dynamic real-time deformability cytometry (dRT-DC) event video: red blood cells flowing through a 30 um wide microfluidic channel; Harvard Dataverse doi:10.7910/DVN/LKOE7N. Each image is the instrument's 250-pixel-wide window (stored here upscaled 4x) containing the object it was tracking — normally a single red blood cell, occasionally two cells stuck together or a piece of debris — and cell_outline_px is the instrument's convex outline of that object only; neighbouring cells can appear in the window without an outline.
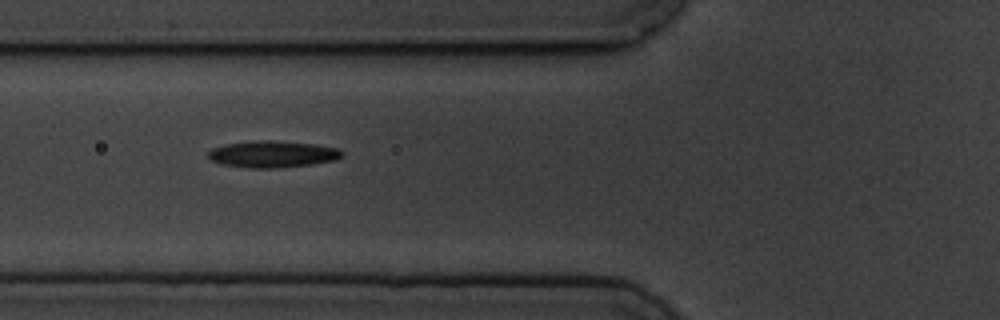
{"species": "common noctule bat (a hibernating species)", "species_latin": "Nyctalus noctula", "temperature_condition": "cold", "stored_images_in_passage": 9, "camera_frame_rate_fps": 3000, "um_per_image_px": 0.085, "animal": {"sex": "male", "body_mass_g": 19.5, "forearm_length_mm": 54.6}, "frame": {"image": 1, "passage_image": 4, "time_ms": 4.333, "image_size_px": [1000, 320], "cell_outline_px": [[344, 156], [336, 160], [312, 164], [276, 168], [248, 168], [220, 164], [212, 160], [208, 156], [208, 152], [212, 148], [224, 144], [252, 140], [268, 140], [316, 144], [340, 148], [344, 152]], "centroid_in_image_um": [23.19, 13.1], "position_along_channel_um": 102.6, "area_um2": 21.1}}
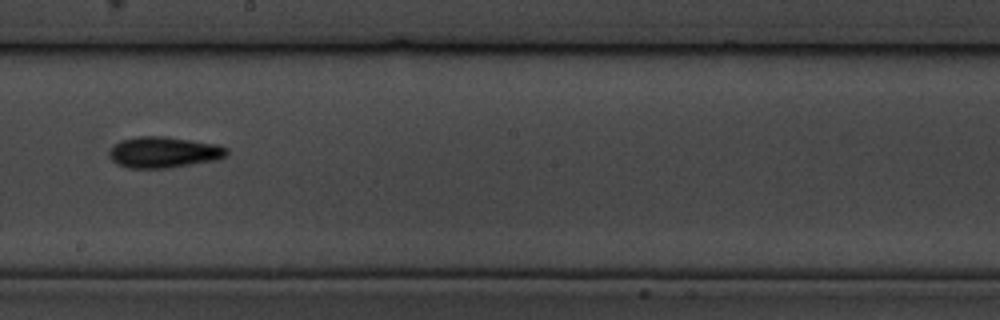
{"frame": {"image": 2, "passage_image": 7, "time_ms": 8.0, "image_size_px": [1000, 320], "cell_outline_px": [[228, 152], [224, 156], [216, 160], [172, 168], [128, 168], [116, 164], [108, 156], [108, 152], [120, 140], [136, 136], [168, 136], [216, 144], [228, 148]], "centroid_in_image_um": [13.9, 12.94], "position_along_channel_um": 234.3, "area_um2": 21.5}}
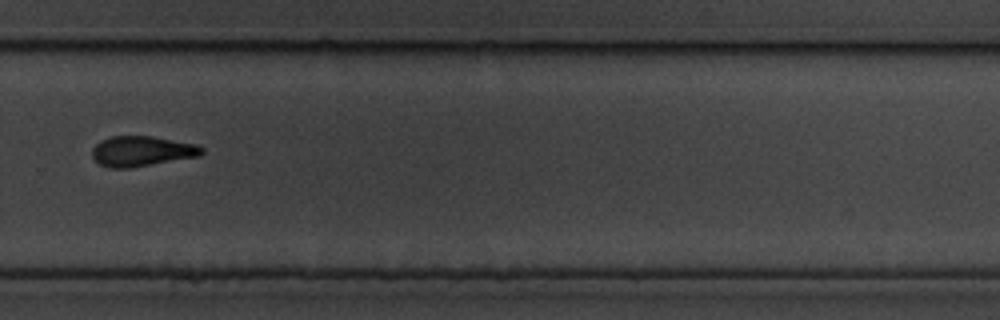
{"frame": {"image": 3, "passage_image": 9, "time_ms": 10.333, "image_size_px": [1000, 320], "cell_outline_px": [[204, 152], [200, 156], [128, 168], [112, 168], [100, 164], [92, 156], [92, 148], [100, 140], [112, 136], [152, 136], [196, 144], [204, 148]], "centroid_in_image_um": [12.06, 12.84], "position_along_channel_um": 317.7, "area_um2": 19.25}}